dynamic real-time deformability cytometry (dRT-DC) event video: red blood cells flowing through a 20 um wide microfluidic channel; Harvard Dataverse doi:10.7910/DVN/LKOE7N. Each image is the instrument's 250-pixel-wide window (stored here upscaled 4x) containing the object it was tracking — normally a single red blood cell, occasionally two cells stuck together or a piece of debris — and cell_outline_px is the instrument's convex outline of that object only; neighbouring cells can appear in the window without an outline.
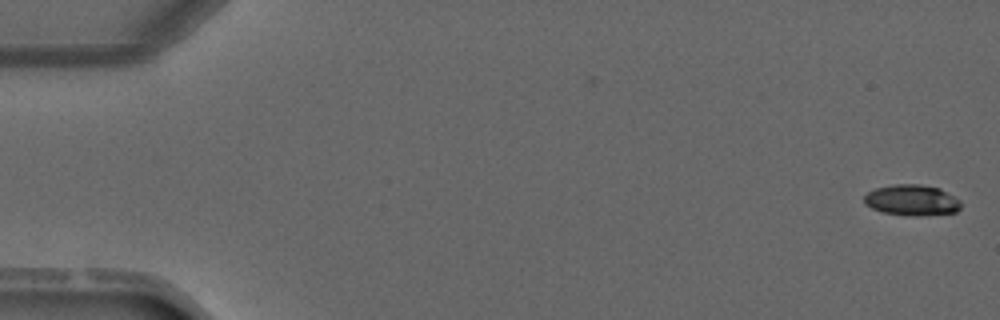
{"species": "common noctule bat (a hibernating species)", "species_latin": "Nyctalus noctula", "temperature_condition": "warm", "stored_images_in_passage": 4, "camera_frame_rate_fps": 3000, "um_per_image_px": 0.085, "animal": {"sex": "male", "forearm_length_mm": 52.5}, "frame": {"image": 1, "passage_image": 1, "time_ms": 0.0, "image_size_px": [1000, 320], "cell_outline_px": [[960, 208], [956, 212], [920, 216], [912, 216], [884, 212], [872, 208], [864, 204], [864, 196], [868, 192], [876, 188], [896, 184], [920, 184], [940, 188], [960, 200]], "centroid_in_image_um": [77.51, 17.01], "position_along_channel_um": 7.5, "area_um2": 17.34}}
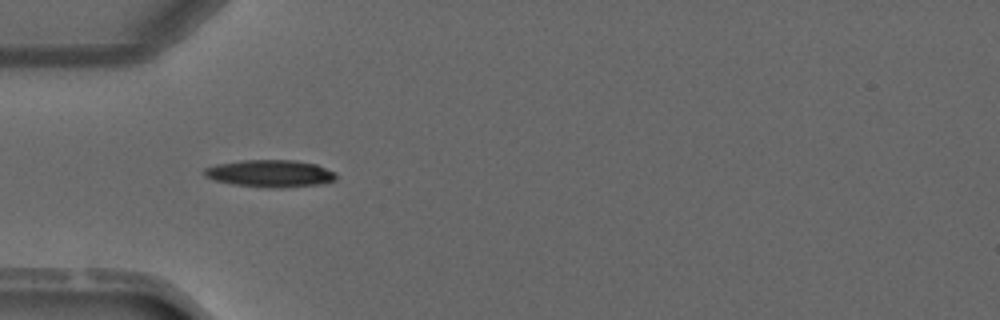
{"frame": {"image": 2, "passage_image": 4, "time_ms": 4.333, "image_size_px": [1000, 320], "cell_outline_px": [[336, 180], [324, 184], [280, 188], [268, 188], [232, 184], [212, 180], [204, 176], [204, 168], [216, 164], [244, 160], [296, 160], [316, 164], [336, 172]], "centroid_in_image_um": [22.98, 14.75], "position_along_channel_um": 62.0, "area_um2": 21.21}}